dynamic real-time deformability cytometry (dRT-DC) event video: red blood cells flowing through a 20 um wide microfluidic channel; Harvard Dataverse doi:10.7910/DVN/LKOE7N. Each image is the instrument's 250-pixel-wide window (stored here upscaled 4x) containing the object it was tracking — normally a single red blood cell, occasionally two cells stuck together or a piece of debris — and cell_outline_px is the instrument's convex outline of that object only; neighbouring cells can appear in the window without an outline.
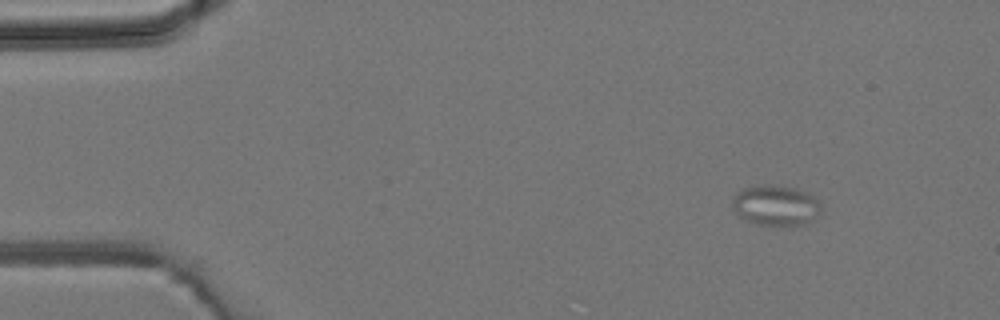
{"species": "common noctule bat (a hibernating species)", "species_latin": "Nyctalus noctula", "temperature_condition": "room temperature", "stored_images_in_passage": 3, "camera_frame_rate_fps": 3000, "um_per_image_px": 0.085, "animal": {"sex": "male", "body_mass_g": 19.2, "forearm_length_mm": 51.8}, "frame": {"image": 1, "passage_image": 1, "time_ms": 0.0, "image_size_px": [1000, 320], "cell_outline_px": [[820, 208], [816, 216], [808, 224], [756, 224], [744, 220], [736, 212], [732, 204], [732, 196], [736, 192], [744, 188], [768, 184], [796, 188], [808, 192], [820, 204]], "centroid_in_image_um": [65.9, 17.44], "position_along_channel_um": 19.1, "area_um2": 20.63}}